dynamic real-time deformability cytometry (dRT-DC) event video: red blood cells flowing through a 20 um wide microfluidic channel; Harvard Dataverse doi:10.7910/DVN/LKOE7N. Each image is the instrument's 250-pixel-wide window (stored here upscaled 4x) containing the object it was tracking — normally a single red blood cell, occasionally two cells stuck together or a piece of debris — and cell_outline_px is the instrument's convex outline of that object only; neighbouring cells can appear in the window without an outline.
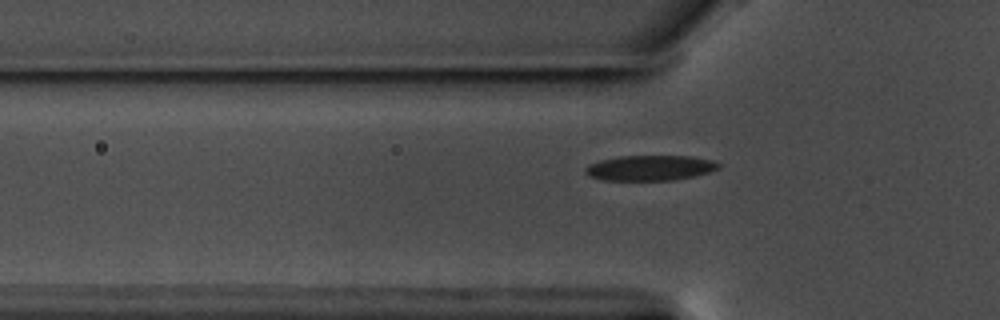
{"species": "common noctule bat (a hibernating species)", "species_latin": "Nyctalus noctula", "temperature_condition": "warm", "stored_images_in_passage": 43, "camera_frame_rate_fps": 3000, "um_per_image_px": 0.085, "animal": {"sex": "male", "body_mass_g": 17.5, "forearm_length_mm": 52.3}, "frame": {"image": 1, "passage_image": 8, "time_ms": 2.333, "image_size_px": [1000, 320], "cell_outline_px": [[720, 168], [708, 172], [676, 180], [604, 180], [588, 176], [584, 172], [584, 168], [588, 164], [600, 160], [620, 156], [692, 156], [712, 160], [720, 164]], "centroid_in_image_um": [55.22, 14.27], "position_along_channel_um": 70.6, "area_um2": 19.65}}
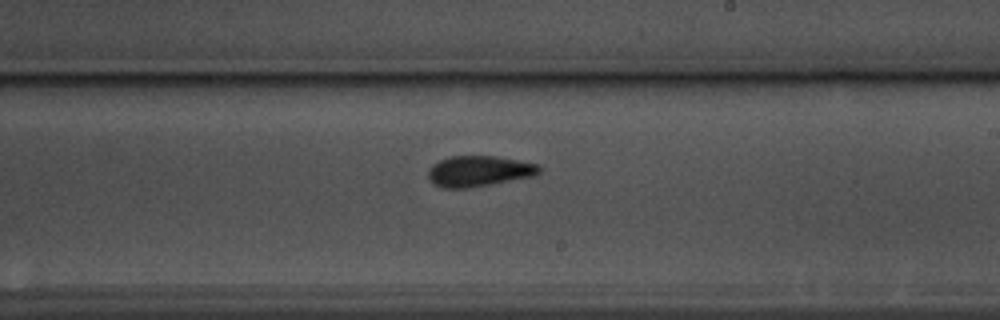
{"frame": {"image": 2, "passage_image": 23, "time_ms": 7.333, "image_size_px": [1000, 320], "cell_outline_px": [[540, 172], [536, 176], [464, 188], [444, 188], [432, 184], [428, 176], [428, 172], [432, 164], [448, 156], [492, 156], [540, 164]], "centroid_in_image_um": [40.69, 14.54], "position_along_channel_um": 248.3, "area_um2": 19.77}}
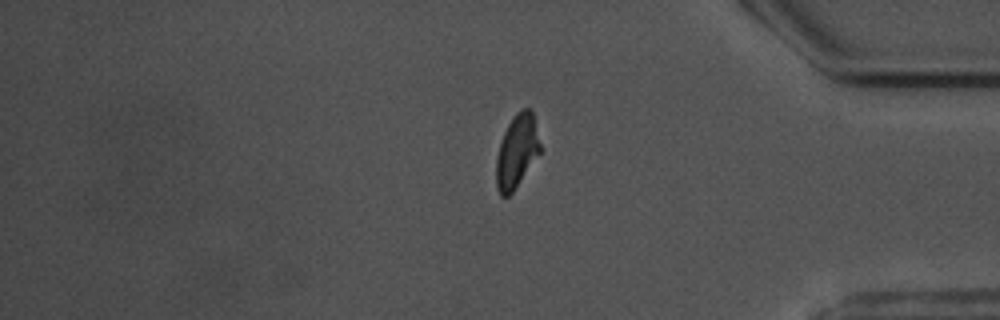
{"frame": {"image": 3, "passage_image": 37, "time_ms": 12.0, "image_size_px": [1000, 320], "cell_outline_px": [[540, 152], [512, 192], [508, 196], [500, 196], [496, 184], [496, 156], [504, 132], [512, 116], [516, 112], [524, 108], [532, 108], [540, 144]], "centroid_in_image_um": [43.92, 12.83], "position_along_channel_um": 391.3, "area_um2": 18.55}, "authors_computed_cell_mechanics": {"area_um2": 19.9988, "velocity_mm_per_s": 3.5583, "shape_relaxation_time_tau1_ms": 4.5874, "shape_relaxation_time_tau2_ms": 1.6721, "deformation_change_tau1": 0.1524, "deformation_change_tau2": 0.0654}}